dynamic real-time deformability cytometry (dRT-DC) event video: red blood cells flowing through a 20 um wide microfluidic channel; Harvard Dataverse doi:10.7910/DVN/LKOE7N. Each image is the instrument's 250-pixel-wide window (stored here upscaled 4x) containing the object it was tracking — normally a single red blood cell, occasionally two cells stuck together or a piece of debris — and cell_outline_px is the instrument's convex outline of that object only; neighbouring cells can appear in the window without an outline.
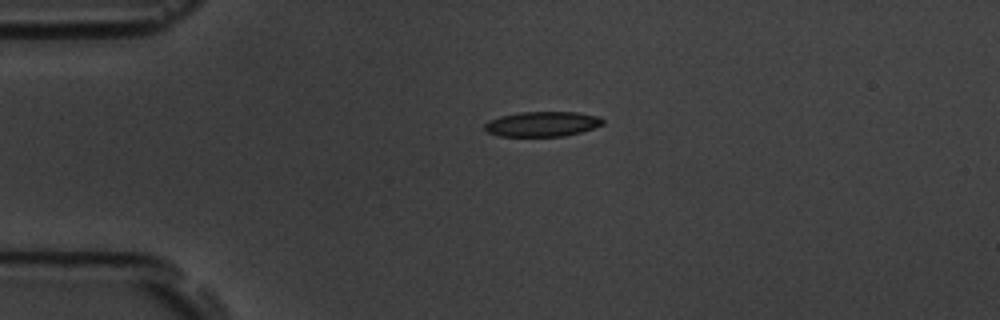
{"species": "common noctule bat (a hibernating species)", "species_latin": "Nyctalus noctula", "temperature_condition": "room temperature", "stored_images_in_passage": 2, "camera_frame_rate_fps": 3000, "um_per_image_px": 0.085, "animal": {"sex": "male", "body_mass_g": 19.5, "forearm_length_mm": 54.6}, "frame": {"image": 1, "passage_image": 1, "time_ms": 0.0, "image_size_px": [1000, 320], "cell_outline_px": [[604, 124], [580, 132], [564, 136], [500, 136], [488, 132], [484, 128], [484, 124], [488, 120], [500, 116], [520, 112], [576, 112], [600, 116], [604, 120]], "centroid_in_image_um": [46.09, 10.53], "position_along_channel_um": 38.9, "area_um2": 17.22}}